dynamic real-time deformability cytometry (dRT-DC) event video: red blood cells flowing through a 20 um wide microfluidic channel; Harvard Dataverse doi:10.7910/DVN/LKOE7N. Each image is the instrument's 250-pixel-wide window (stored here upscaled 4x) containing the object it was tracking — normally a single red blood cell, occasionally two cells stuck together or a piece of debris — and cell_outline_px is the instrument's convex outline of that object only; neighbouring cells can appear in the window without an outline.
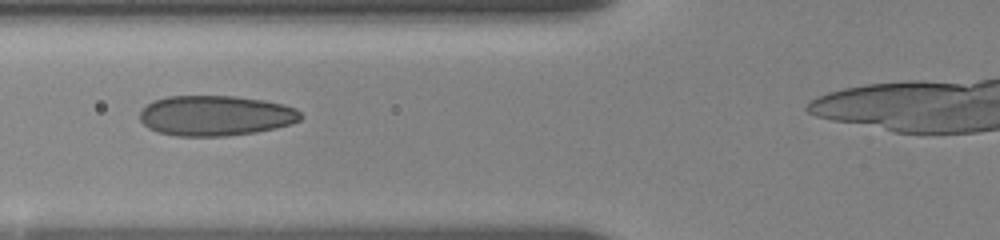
{"species": "human", "species_latin": "Homo sapiens", "temperature_condition": "room temperature", "stored_images_in_passage": 13, "camera_frame_rate_fps": 3000, "um_per_image_px": 0.085, "donor": {"sex": "female"}, "frame": {"image": 1, "passage_image": 4, "time_ms": 3.333, "image_size_px": [1000, 240], "cell_outline_px": [[304, 116], [300, 120], [292, 124], [276, 128], [256, 132], [224, 136], [176, 136], [156, 132], [148, 128], [140, 120], [140, 112], [152, 100], [168, 96], [236, 96], [264, 100], [284, 104], [296, 108]], "centroid_in_image_um": [18.34, 9.83], "position_along_channel_um": 107.5, "area_um2": 38.09}}
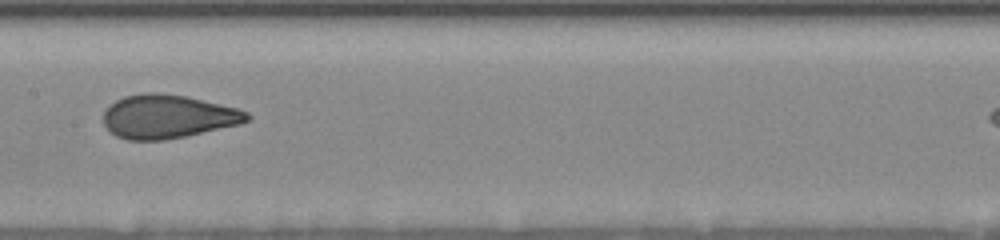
{"frame": {"image": 2, "passage_image": 7, "time_ms": 5.667, "image_size_px": [1000, 240], "cell_outline_px": [[252, 116], [248, 120], [240, 124], [184, 136], [164, 140], [128, 140], [116, 136], [108, 132], [104, 124], [104, 112], [108, 104], [124, 96], [144, 92], [152, 92], [188, 96], [236, 108], [248, 112]], "centroid_in_image_um": [14.22, 9.9], "position_along_channel_um": 193.2, "area_um2": 36.59}}
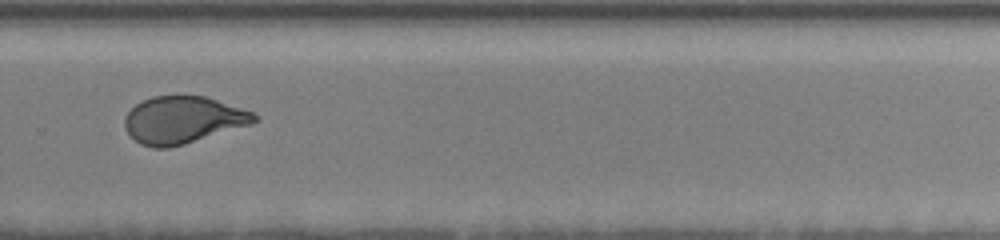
{"frame": {"image": 3, "passage_image": 12, "time_ms": 9.0, "image_size_px": [1000, 240], "cell_outline_px": [[260, 120], [252, 124], [184, 144], [168, 148], [152, 148], [140, 144], [124, 128], [124, 116], [136, 104], [152, 96], [204, 96], [252, 112], [260, 116]], "centroid_in_image_um": [15.55, 10.2], "position_along_channel_um": 314.3, "area_um2": 35.43}}